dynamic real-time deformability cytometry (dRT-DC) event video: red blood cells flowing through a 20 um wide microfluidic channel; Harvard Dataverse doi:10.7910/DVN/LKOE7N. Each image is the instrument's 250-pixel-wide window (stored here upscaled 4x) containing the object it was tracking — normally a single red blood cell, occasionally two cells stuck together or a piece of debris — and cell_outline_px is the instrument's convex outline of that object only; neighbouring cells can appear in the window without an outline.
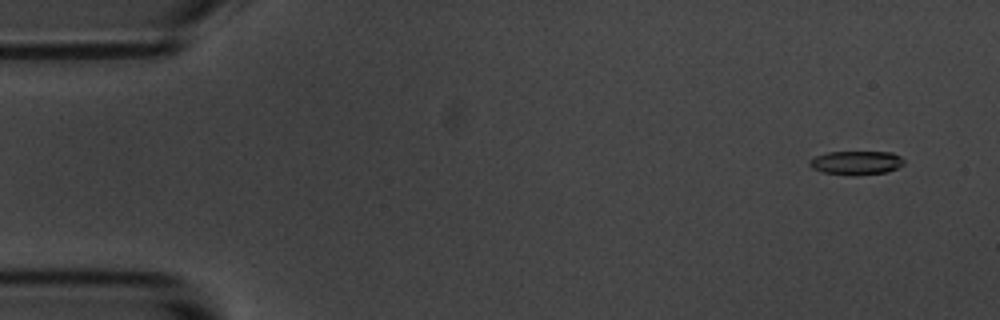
{"species": "common noctule bat (a hibernating species)", "species_latin": "Nyctalus noctula", "temperature_condition": "room temperature", "stored_images_in_passage": 18, "camera_frame_rate_fps": 3000, "um_per_image_px": 0.085, "animal": {"sex": "male", "body_mass_g": 20.1, "forearm_length_mm": 53.5}, "frame": {"image": 1, "passage_image": 4, "time_ms": 1.0, "image_size_px": [1000, 320], "cell_outline_px": [[904, 164], [888, 172], [856, 176], [852, 176], [824, 172], [812, 168], [808, 164], [808, 160], [816, 156], [828, 152], [892, 152], [900, 156], [904, 160]], "centroid_in_image_um": [72.78, 13.84], "position_along_channel_um": 12.2, "area_um2": 13.24}}
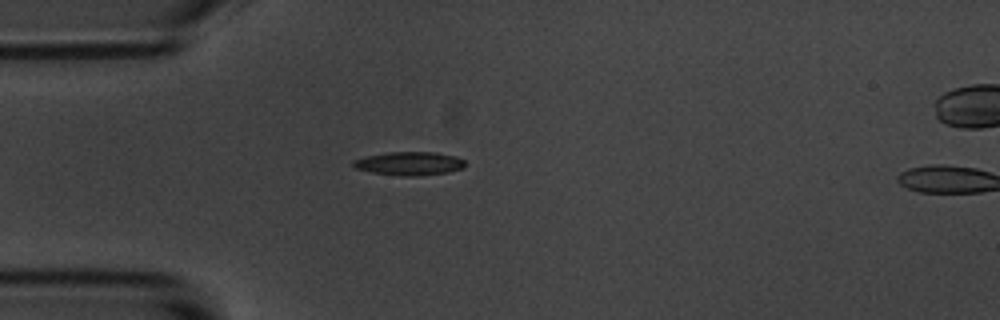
{"frame": {"image": 2, "passage_image": 16, "time_ms": 5.0, "image_size_px": [1000, 320], "cell_outline_px": [[464, 168], [448, 172], [420, 176], [400, 176], [372, 172], [356, 168], [352, 164], [352, 160], [364, 156], [388, 152], [436, 152], [456, 156], [464, 160]], "centroid_in_image_um": [34.79, 13.89], "position_along_channel_um": 50.2, "area_um2": 15.43}}